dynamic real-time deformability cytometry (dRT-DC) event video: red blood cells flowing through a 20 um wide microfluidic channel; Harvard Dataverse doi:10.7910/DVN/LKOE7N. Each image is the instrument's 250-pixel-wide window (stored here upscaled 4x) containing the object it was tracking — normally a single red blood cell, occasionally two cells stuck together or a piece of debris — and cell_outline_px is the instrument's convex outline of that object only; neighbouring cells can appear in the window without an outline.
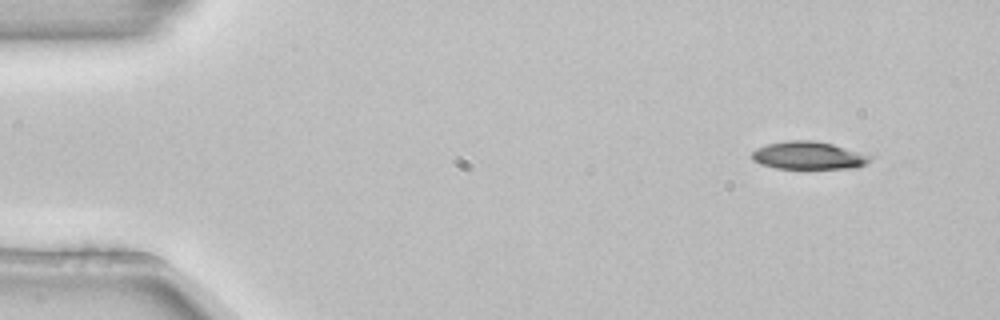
{"species": "common noctule bat (a hibernating species)", "species_latin": "Nyctalus noctula", "temperature_condition": "room temperature", "stored_images_in_passage": 3, "camera_frame_rate_fps": 3000, "um_per_image_px": 0.085, "animal": {"sex": "female", "body_mass_g": 22.7, "forearm_length_mm": 54.2}, "frame": {"image": 1, "passage_image": 1, "time_ms": 0.0, "image_size_px": [1000, 320], "cell_outline_px": [[876, 156], [872, 160], [856, 168], [776, 168], [760, 164], [752, 160], [752, 152], [756, 148], [768, 144], [784, 140], [812, 140], [832, 144]], "centroid_in_image_um": [68.75, 13.21], "position_along_channel_um": 16.3, "area_um2": 19.25}}